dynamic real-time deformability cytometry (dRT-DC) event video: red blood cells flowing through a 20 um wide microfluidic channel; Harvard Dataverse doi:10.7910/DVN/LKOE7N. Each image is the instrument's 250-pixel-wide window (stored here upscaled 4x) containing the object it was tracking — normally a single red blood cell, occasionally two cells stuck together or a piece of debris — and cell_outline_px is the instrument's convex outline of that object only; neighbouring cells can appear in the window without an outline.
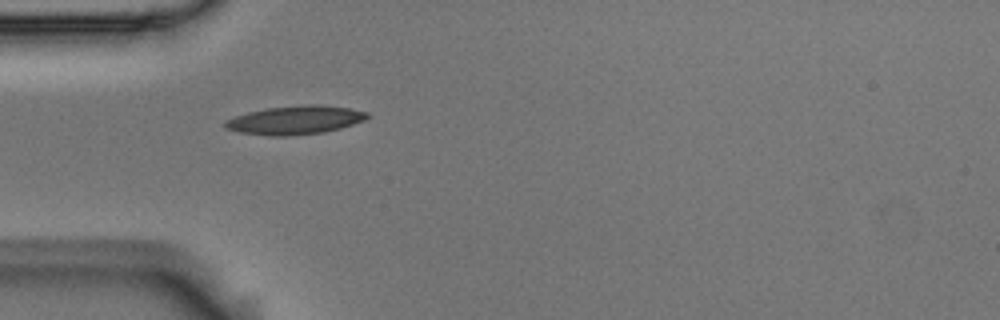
{"species": "Egyptian fruit bat (a non-hibernating species)", "species_latin": "Rousettus aegyptiacus", "temperature_condition": "room temperature", "stored_images_in_passage": 40, "camera_frame_rate_fps": 3000, "um_per_image_px": 0.085, "animal": {"sex": "male"}, "frame": {"image": 1, "passage_image": 1, "time_ms": 0.0, "image_size_px": [1000, 320], "cell_outline_px": [[372, 116], [364, 120], [340, 128], [324, 132], [288, 136], [272, 136], [240, 132], [224, 128], [224, 120], [248, 112], [268, 108], [304, 104], [320, 104], [348, 108], [368, 112]], "centroid_in_image_um": [25.1, 10.2], "position_along_channel_um": 59.9, "area_um2": 23.7}}
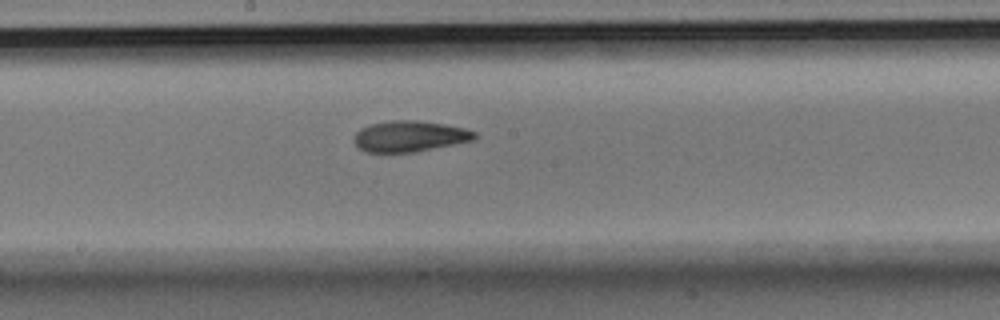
{"frame": {"image": 2, "passage_image": 14, "time_ms": 4.333, "image_size_px": [1000, 320], "cell_outline_px": [[476, 136], [472, 140], [412, 152], [368, 152], [360, 148], [352, 140], [356, 132], [360, 128], [372, 124], [392, 120], [420, 120], [444, 124], [464, 128], [476, 132]], "centroid_in_image_um": [34.78, 11.57], "position_along_channel_um": 213.4, "area_um2": 21.44}}
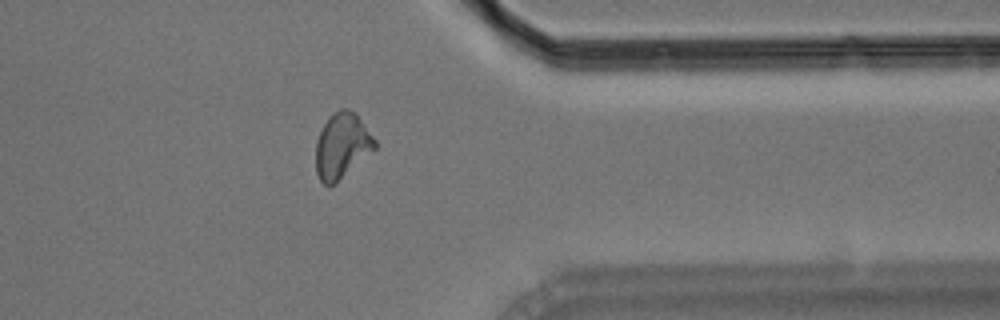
{"frame": {"image": 3, "passage_image": 29, "time_ms": 9.333, "image_size_px": [1000, 320], "cell_outline_px": [[376, 148], [336, 184], [324, 184], [320, 180], [316, 172], [316, 140], [328, 116], [340, 108], [348, 108], [356, 112], [376, 140]], "centroid_in_image_um": [29.07, 12.37], "position_along_channel_um": 382.3, "area_um2": 22.66}, "authors_computed_cell_mechanics": {"area_um2": 21.8484, "velocity_mm_per_s": 3.5801, "shape_relaxation_time_tau1_ms": 4.0353, "shape_relaxation_time_tau2_ms": 2.8322, "deformation_change_tau1": 0.1614, "deformation_change_tau2": 0.1013}}